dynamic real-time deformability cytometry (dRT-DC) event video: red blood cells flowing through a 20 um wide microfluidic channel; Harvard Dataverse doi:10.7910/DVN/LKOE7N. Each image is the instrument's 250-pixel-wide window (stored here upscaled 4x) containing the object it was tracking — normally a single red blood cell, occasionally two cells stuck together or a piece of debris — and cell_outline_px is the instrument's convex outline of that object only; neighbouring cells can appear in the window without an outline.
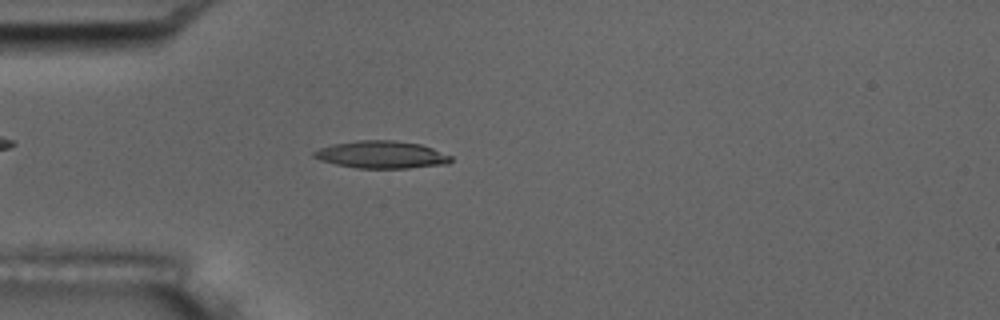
{"species": "common noctule bat (a hibernating species)", "species_latin": "Nyctalus noctula", "temperature_condition": "room temperature", "stored_images_in_passage": 4, "camera_frame_rate_fps": 3000, "um_per_image_px": 0.085, "animal": {"sex": "male", "body_mass_g": 17.5, "forearm_length_mm": 52.3}, "frame": {"image": 1, "passage_image": 4, "time_ms": 1.0, "image_size_px": [1000, 320], "cell_outline_px": [[452, 160], [448, 164], [408, 168], [356, 168], [336, 164], [320, 160], [312, 156], [312, 152], [320, 148], [332, 144], [356, 140], [392, 140], [420, 144], [432, 148], [452, 156]], "centroid_in_image_um": [32.42, 13.14], "position_along_channel_um": 52.6, "area_um2": 21.91}}